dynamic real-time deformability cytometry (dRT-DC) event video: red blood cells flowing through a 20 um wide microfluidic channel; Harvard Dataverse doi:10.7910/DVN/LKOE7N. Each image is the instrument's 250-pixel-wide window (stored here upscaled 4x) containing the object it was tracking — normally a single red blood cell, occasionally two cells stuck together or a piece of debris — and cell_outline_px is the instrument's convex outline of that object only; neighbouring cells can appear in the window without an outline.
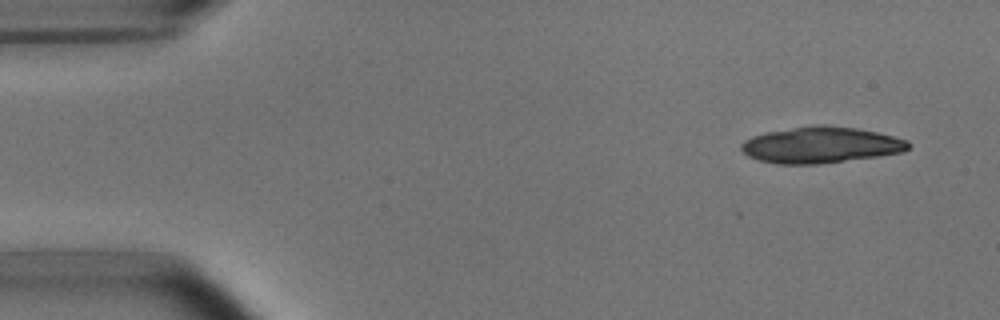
{"species": "common noctule bat (a hibernating species)", "species_latin": "Nyctalus noctula", "temperature_condition": "room temperature", "stored_images_in_passage": 4, "camera_frame_rate_fps": 3000, "um_per_image_px": 0.085, "animal": {"sex": "male", "body_mass_g": 15.6}, "frame": {"image": 1, "passage_image": 1, "time_ms": 0.0, "image_size_px": [1000, 320], "cell_outline_px": [[912, 144], [904, 152], [876, 156], [816, 164], [776, 164], [756, 160], [748, 156], [740, 148], [740, 144], [744, 140], [752, 136], [768, 132], [820, 124], [824, 124], [856, 128], [876, 132], [908, 140]], "centroid_in_image_um": [69.75, 12.32], "position_along_channel_um": 15.2, "area_um2": 35.08}}